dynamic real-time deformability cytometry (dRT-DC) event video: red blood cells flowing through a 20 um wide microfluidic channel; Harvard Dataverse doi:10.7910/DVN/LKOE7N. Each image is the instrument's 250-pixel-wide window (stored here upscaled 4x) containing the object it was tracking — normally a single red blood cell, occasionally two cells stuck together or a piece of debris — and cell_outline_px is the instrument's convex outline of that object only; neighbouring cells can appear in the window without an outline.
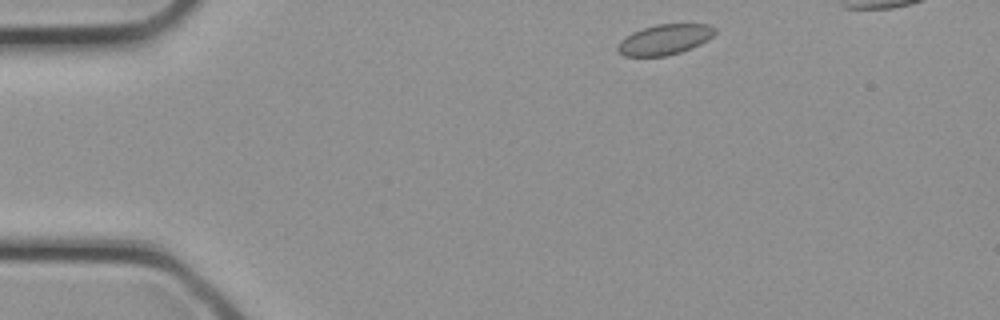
{"species": "common noctule bat (a hibernating species)", "species_latin": "Nyctalus noctula", "temperature_condition": "cold", "stored_images_in_passage": 13, "camera_frame_rate_fps": 3000, "um_per_image_px": 0.085, "animal": {"sex": "female", "body_mass_g": 21.9}, "frame": {"image": 1, "passage_image": 1, "time_ms": 0.0, "image_size_px": [1000, 320], "cell_outline_px": [[716, 32], [708, 40], [692, 48], [668, 56], [624, 56], [616, 48], [620, 40], [624, 36], [632, 32], [656, 24], [708, 24], [716, 28]], "centroid_in_image_um": [56.5, 3.36], "position_along_channel_um": 28.5, "area_um2": 17.28}}
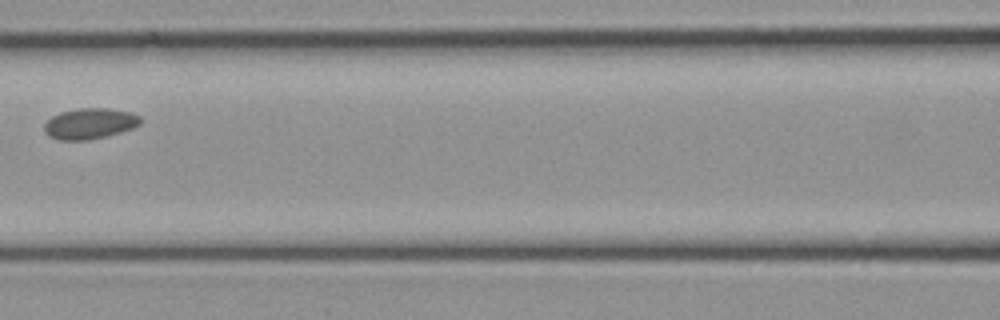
{"frame": {"image": 2, "passage_image": 10, "time_ms": 3.0, "image_size_px": [1000, 320], "cell_outline_px": [[140, 124], [132, 128], [108, 136], [88, 140], [56, 140], [48, 136], [44, 132], [44, 124], [52, 116], [60, 112], [76, 108], [108, 108], [132, 112], [140, 116]], "centroid_in_image_um": [7.6, 10.5], "position_along_channel_um": 159.0, "area_um2": 17.46}}
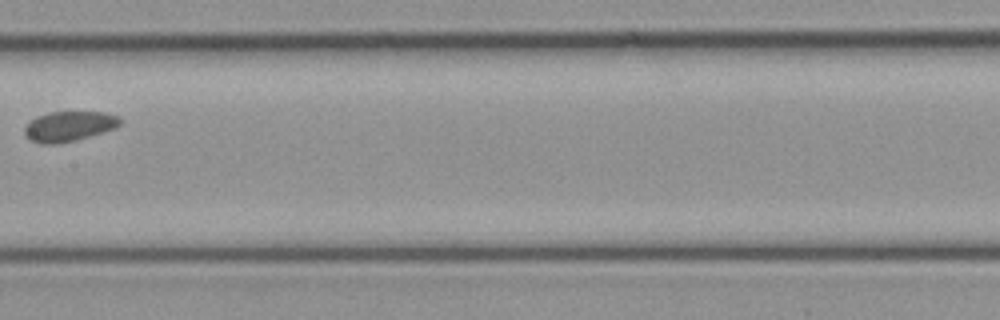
{"frame": {"image": 3, "passage_image": 12, "time_ms": 3.667, "image_size_px": [1000, 320], "cell_outline_px": [[120, 124], [116, 128], [76, 140], [52, 144], [44, 144], [32, 140], [24, 132], [24, 128], [32, 120], [40, 116], [52, 112], [108, 112], [120, 116]], "centroid_in_image_um": [5.93, 10.72], "position_along_channel_um": 201.5, "area_um2": 16.42}}